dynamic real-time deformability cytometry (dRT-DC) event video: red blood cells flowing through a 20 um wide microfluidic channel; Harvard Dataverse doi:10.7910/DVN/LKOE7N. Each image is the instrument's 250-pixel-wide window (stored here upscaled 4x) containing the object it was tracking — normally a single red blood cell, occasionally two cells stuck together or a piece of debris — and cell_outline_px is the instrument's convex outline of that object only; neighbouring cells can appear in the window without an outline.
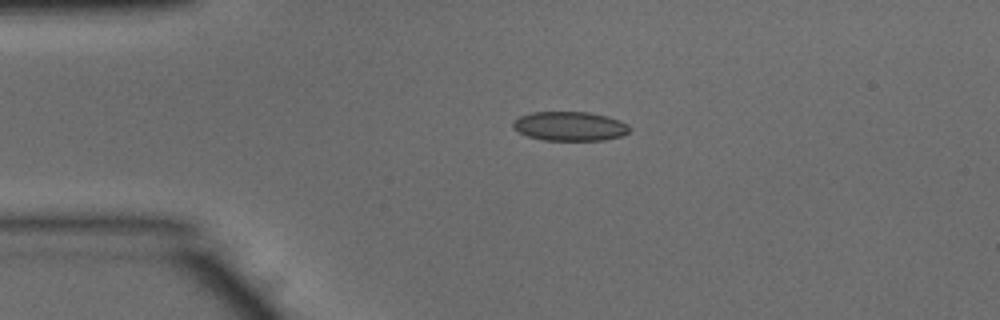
{"species": "common noctule bat (a hibernating species)", "species_latin": "Nyctalus noctula", "temperature_condition": "warm", "stored_images_in_passage": 41, "camera_frame_rate_fps": 3000, "um_per_image_px": 0.085, "animal": {"sex": "male", "body_mass_g": 15.6}, "frame": {"image": 1, "passage_image": 1, "time_ms": 0.0, "image_size_px": [1000, 320], "cell_outline_px": [[628, 132], [620, 136], [604, 140], [544, 140], [528, 136], [512, 128], [512, 120], [520, 116], [532, 112], [588, 112], [608, 116], [620, 120], [628, 124]], "centroid_in_image_um": [48.41, 10.72], "position_along_channel_um": 36.6, "area_um2": 19.83}}
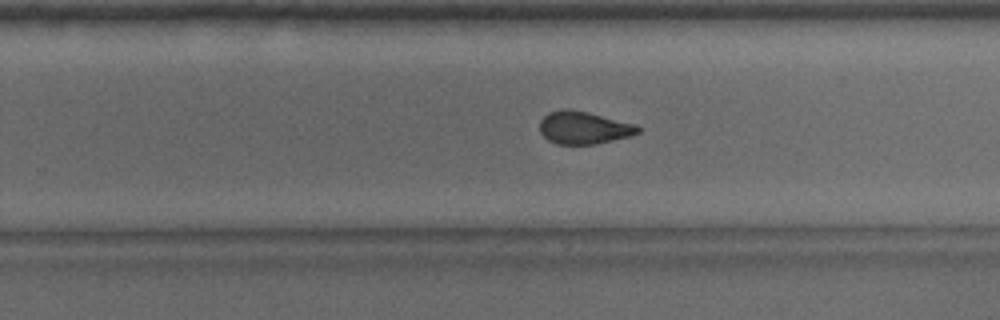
{"frame": {"image": 2, "passage_image": 22, "time_ms": 7.0, "image_size_px": [1000, 320], "cell_outline_px": [[640, 132], [628, 136], [596, 144], [556, 144], [548, 140], [540, 132], [540, 120], [548, 112], [560, 108], [568, 108], [588, 112], [636, 124], [640, 128]], "centroid_in_image_um": [49.58, 10.84], "position_along_channel_um": 280.2, "area_um2": 18.73}}
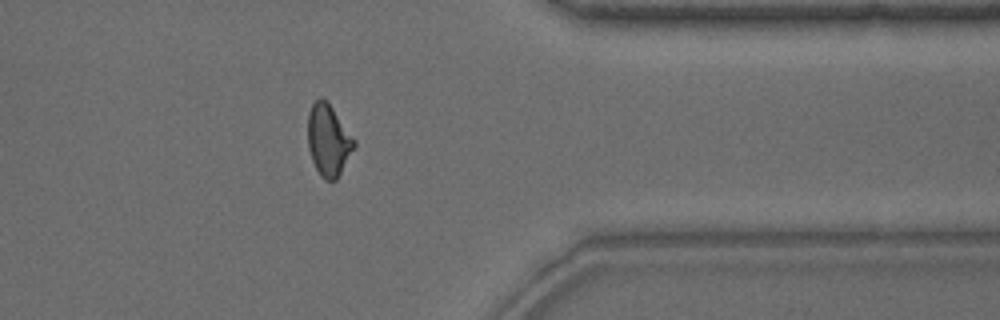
{"frame": {"image": 3, "passage_image": 31, "time_ms": 10.0, "image_size_px": [1000, 320], "cell_outline_px": [[356, 144], [336, 180], [324, 180], [320, 176], [312, 160], [308, 148], [308, 112], [312, 104], [320, 96], [328, 100], [356, 140]], "centroid_in_image_um": [27.91, 11.87], "position_along_channel_um": 383.5, "area_um2": 19.48}, "authors_computed_cell_mechanics": {"area_um2": 19.1896, "velocity_mm_per_s": 3.9043, "shape_relaxation_time_tau1_ms": 6.1093, "shape_relaxation_time_tau2_ms": 1.3799, "deformation_change_tau1": 0.1535, "deformation_change_tau2": 0.0793}}